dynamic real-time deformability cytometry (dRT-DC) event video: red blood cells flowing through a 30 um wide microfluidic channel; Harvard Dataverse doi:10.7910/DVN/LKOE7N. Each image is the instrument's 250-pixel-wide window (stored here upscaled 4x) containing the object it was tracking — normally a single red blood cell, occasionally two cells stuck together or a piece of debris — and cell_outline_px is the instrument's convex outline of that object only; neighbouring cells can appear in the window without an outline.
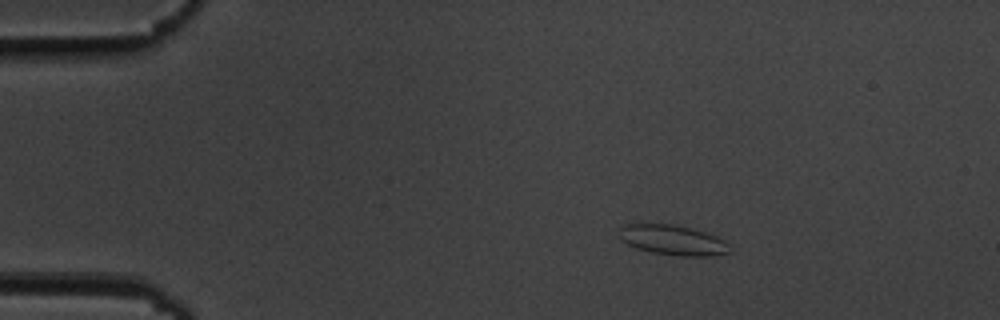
{"species": "common noctule bat (a hibernating species)", "species_latin": "Nyctalus noctula", "temperature_condition": "cold", "stored_images_in_passage": 16, "segment_of_instrument_passage": [1, 2], "camera_frame_rate_fps": 3000, "um_per_image_px": 0.085, "animal": {"sex": "male", "body_mass_g": 19.5, "forearm_length_mm": 54.6}, "frame": {"image": 1, "passage_image": 9, "time_ms": 2.667, "image_size_px": [1000, 320], "cell_outline_px": [[732, 252], [712, 256], [676, 256], [652, 252], [636, 248], [620, 240], [616, 236], [620, 228], [624, 224], [672, 224], [704, 232], [716, 236], [724, 240], [732, 248]], "centroid_in_image_um": [57.17, 20.42], "position_along_channel_um": 27.8, "area_um2": 19.54}}